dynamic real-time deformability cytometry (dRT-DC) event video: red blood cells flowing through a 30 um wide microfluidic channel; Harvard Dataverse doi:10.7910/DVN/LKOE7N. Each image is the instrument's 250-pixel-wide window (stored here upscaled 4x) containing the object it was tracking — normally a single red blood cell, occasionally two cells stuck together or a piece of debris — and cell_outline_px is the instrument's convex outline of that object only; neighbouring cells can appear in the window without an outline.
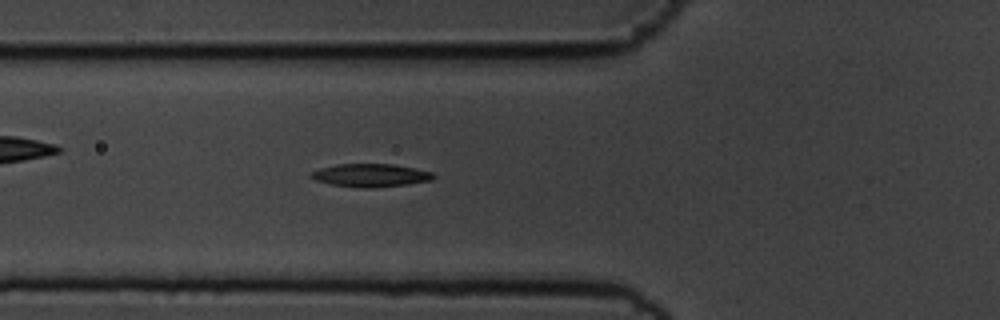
{"species": "common noctule bat (a hibernating species)", "species_latin": "Nyctalus noctula", "temperature_condition": "cold", "stored_images_in_passage": 57, "segment_of_instrument_passage": [1, 2], "camera_frame_rate_fps": 3000, "um_per_image_px": 0.085, "animal": {"sex": "male", "body_mass_g": 19.5, "forearm_length_mm": 54.6}, "frame": {"image": 1, "passage_image": 20, "time_ms": 6.333, "image_size_px": [1000, 320], "cell_outline_px": [[436, 176], [432, 180], [408, 184], [372, 188], [368, 188], [328, 184], [316, 180], [308, 176], [312, 172], [320, 168], [336, 164], [392, 164], [432, 172]], "centroid_in_image_um": [31.48, 14.9], "position_along_channel_um": 94.3, "area_um2": 16.36}}
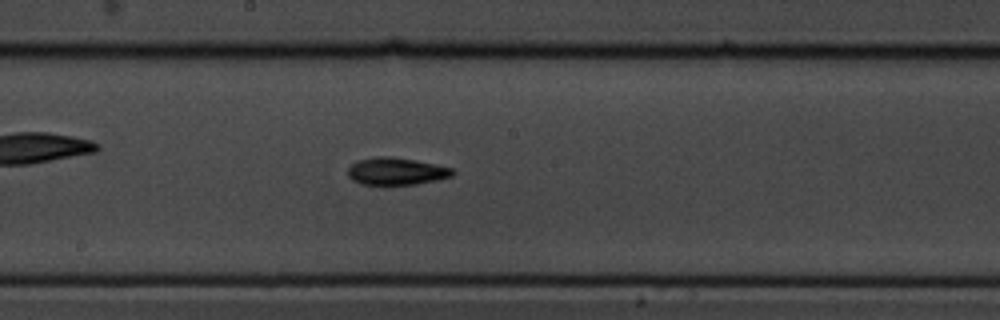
{"frame": {"image": 2, "passage_image": 30, "time_ms": 9.667, "image_size_px": [1000, 320], "cell_outline_px": [[456, 172], [452, 176], [436, 180], [416, 184], [360, 184], [352, 180], [348, 176], [348, 168], [352, 164], [360, 160], [376, 156], [392, 156], [416, 160], [452, 168]], "centroid_in_image_um": [33.69, 14.55], "position_along_channel_um": 214.5, "area_um2": 16.59}}
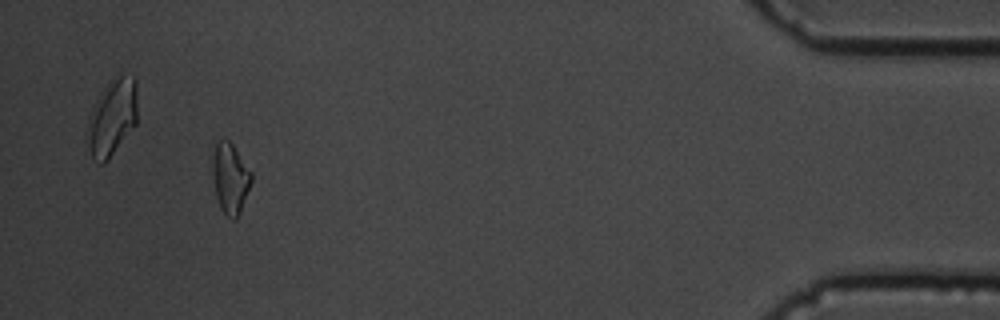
{"frame": {"image": 3, "passage_image": 52, "time_ms": 17.0, "image_size_px": [1000, 320], "cell_outline_px": [[252, 180], [240, 212], [236, 220], [232, 220], [220, 208], [216, 196], [216, 140], [228, 140], [232, 144], [252, 172]], "centroid_in_image_um": [19.65, 15.21], "position_along_channel_um": 415.5, "area_um2": 14.91}}